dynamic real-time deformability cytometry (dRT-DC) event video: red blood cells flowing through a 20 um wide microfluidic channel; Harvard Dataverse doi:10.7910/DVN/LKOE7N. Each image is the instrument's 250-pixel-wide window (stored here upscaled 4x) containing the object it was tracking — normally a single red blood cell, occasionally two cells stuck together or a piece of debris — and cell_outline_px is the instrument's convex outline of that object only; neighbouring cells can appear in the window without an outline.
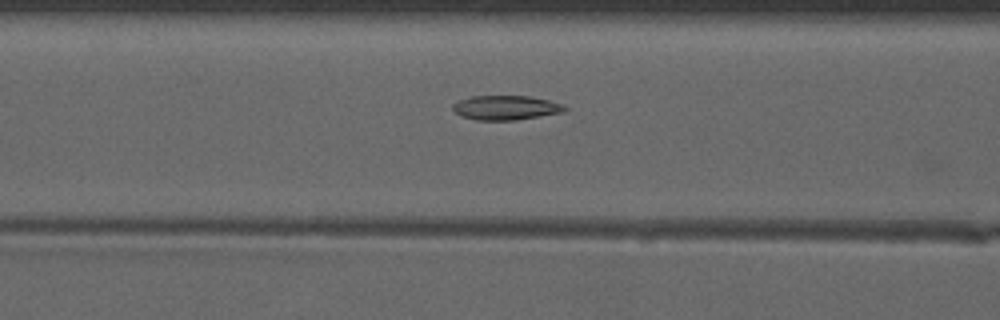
{"species": "common noctule bat (a hibernating species)", "species_latin": "Nyctalus noctula", "temperature_condition": "warm", "stored_images_in_passage": 44, "camera_frame_rate_fps": 3000, "um_per_image_px": 0.085, "animal": {"sex": "male", "forearm_length_mm": 52.5}, "frame": {"image": 1, "passage_image": 15, "time_ms": 4.667, "image_size_px": [1000, 320], "cell_outline_px": [[568, 108], [564, 112], [516, 120], [476, 120], [460, 116], [452, 108], [452, 104], [460, 100], [472, 96], [528, 96], [548, 100], [560, 104]], "centroid_in_image_um": [42.97, 9.16], "position_along_channel_um": 123.6, "area_um2": 15.84}}
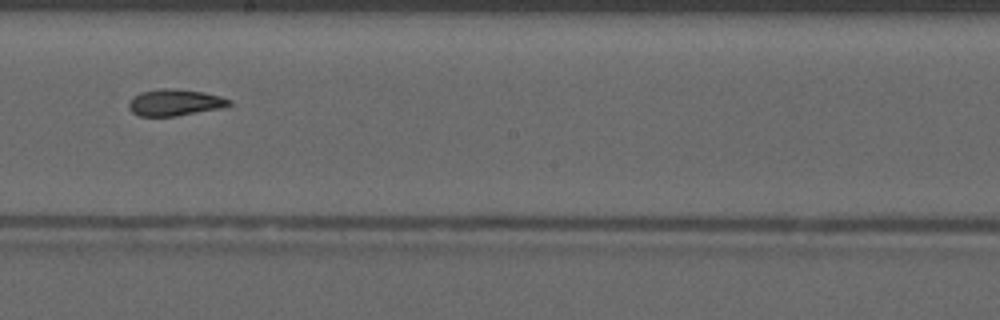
{"frame": {"image": 2, "passage_image": 23, "time_ms": 7.333, "image_size_px": [1000, 320], "cell_outline_px": [[232, 104], [220, 108], [176, 116], [140, 116], [132, 112], [128, 108], [128, 100], [132, 96], [140, 92], [160, 88], [172, 88], [204, 92], [220, 96], [232, 100]], "centroid_in_image_um": [14.82, 8.7], "position_along_channel_um": 233.4, "area_um2": 15.66}}
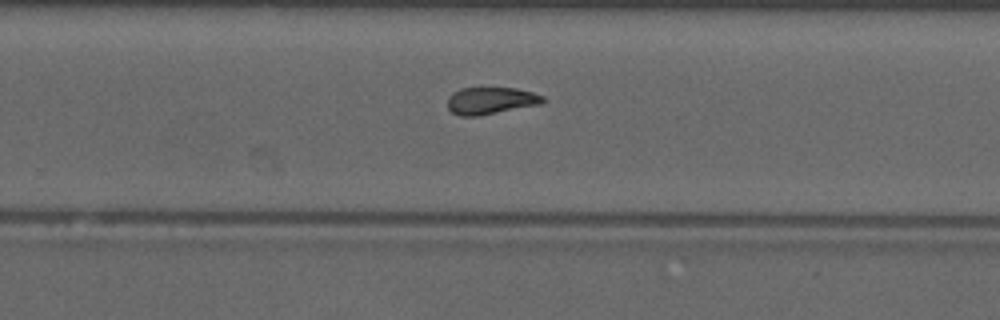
{"frame": {"image": 3, "passage_image": 27, "time_ms": 8.667, "image_size_px": [1000, 320], "cell_outline_px": [[544, 100], [540, 104], [480, 116], [460, 116], [452, 112], [448, 108], [448, 96], [452, 92], [460, 88], [480, 84], [484, 84], [516, 88], [532, 92], [544, 96]], "centroid_in_image_um": [41.66, 8.49], "position_along_channel_um": 288.1, "area_um2": 15.95}, "authors_computed_cell_mechanics": {"area_um2": 15.895, "velocity_mm_per_s": 4.1246, "shape_relaxation_time_tau1_ms": null, "shape_relaxation_time_tau2_ms": 3.2495, "deformation_change_tau1": null, "deformation_change_tau2": 0.0902}}